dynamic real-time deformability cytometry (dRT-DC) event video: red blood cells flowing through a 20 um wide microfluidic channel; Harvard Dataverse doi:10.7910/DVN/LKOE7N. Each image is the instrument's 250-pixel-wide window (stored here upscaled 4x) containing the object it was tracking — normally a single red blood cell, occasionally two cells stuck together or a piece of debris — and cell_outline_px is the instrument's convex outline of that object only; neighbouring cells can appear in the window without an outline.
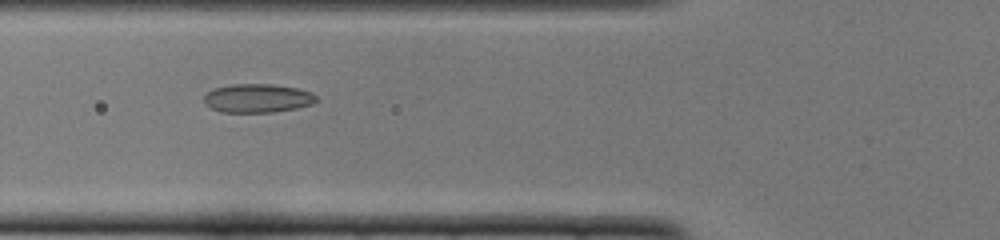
{"species": "common noctule bat (a hibernating species)", "species_latin": "Nyctalus noctula", "temperature_condition": "cold", "stored_images_in_passage": 48, "camera_frame_rate_fps": 3000, "um_per_image_px": 0.085, "animal": {"sex": "female", "body_mass_g": 22.0, "forearm_length_mm": 56.7}, "frame": {"image": 1, "passage_image": 16, "time_ms": 5.0, "image_size_px": [1000, 240], "cell_outline_px": [[320, 100], [312, 104], [296, 108], [272, 112], [220, 112], [204, 104], [204, 96], [212, 88], [232, 84], [272, 84], [296, 88], [312, 92]], "centroid_in_image_um": [21.89, 8.34], "position_along_channel_um": 103.9, "area_um2": 18.9}}
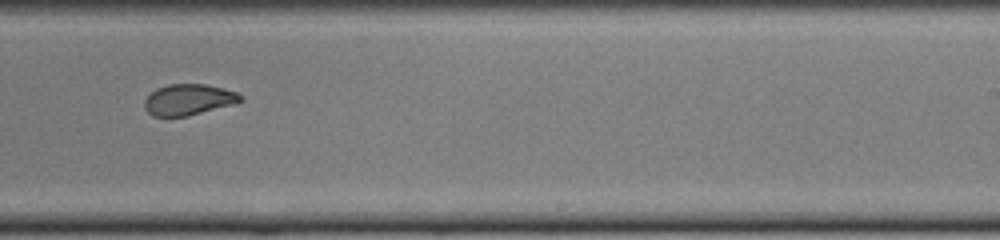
{"frame": {"image": 2, "passage_image": 29, "time_ms": 9.333, "image_size_px": [1000, 240], "cell_outline_px": [[244, 100], [236, 104], [188, 116], [152, 116], [144, 108], [144, 100], [156, 88], [168, 84], [204, 84], [224, 88], [236, 92], [244, 96]], "centroid_in_image_um": [16.06, 8.47], "position_along_channel_um": 272.9, "area_um2": 17.57}}
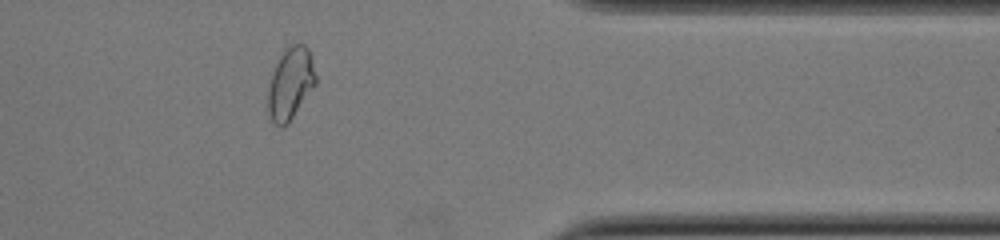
{"frame": {"image": 3, "passage_image": 39, "time_ms": 12.667, "image_size_px": [1000, 240], "cell_outline_px": [[316, 84], [288, 124], [284, 128], [280, 128], [272, 120], [268, 112], [268, 84], [272, 72], [284, 48], [292, 44], [304, 44], [308, 48], [316, 76]], "centroid_in_image_um": [24.67, 7.11], "position_along_channel_um": 386.7, "area_um2": 20.06}, "authors_computed_cell_mechanics": {"area_um2": 19.3052, "velocity_mm_per_s": 3.9167, "shape_relaxation_time_tau1_ms": null, "shape_relaxation_time_tau2_ms": 1.2622, "deformation_change_tau1": null, "deformation_change_tau2": 0.0577}}